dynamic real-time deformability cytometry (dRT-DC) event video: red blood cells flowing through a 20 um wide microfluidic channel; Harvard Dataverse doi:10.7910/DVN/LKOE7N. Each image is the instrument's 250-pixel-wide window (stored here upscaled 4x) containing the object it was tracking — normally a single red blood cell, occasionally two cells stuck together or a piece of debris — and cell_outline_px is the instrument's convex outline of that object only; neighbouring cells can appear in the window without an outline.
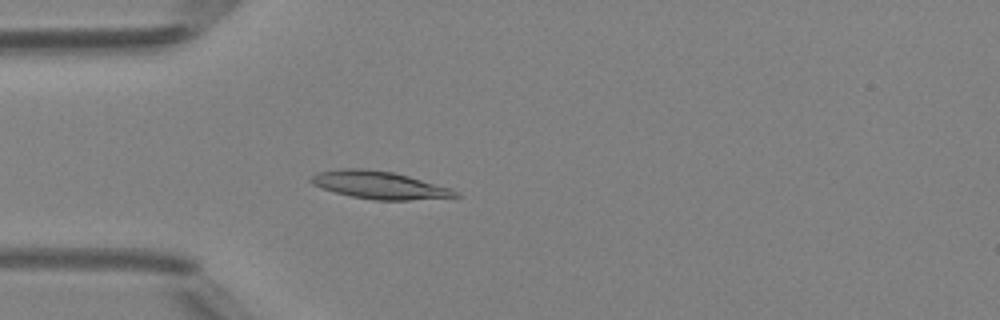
{"species": "Egyptian fruit bat (a non-hibernating species)", "species_latin": "Rousettus aegyptiacus", "temperature_condition": "room temperature", "stored_images_in_passage": 49, "camera_frame_rate_fps": 3000, "um_per_image_px": 0.085, "animal": {"sex": "female"}, "frame": {"image": 1, "passage_image": 14, "time_ms": 4.333, "image_size_px": [1000, 320], "cell_outline_px": [[460, 196], [408, 200], [372, 200], [352, 196], [336, 192], [312, 184], [308, 180], [316, 172], [340, 168], [364, 168], [392, 172], [408, 176], [452, 188], [460, 192]], "centroid_in_image_um": [32.24, 15.72], "position_along_channel_um": 52.8, "area_um2": 23.18}}
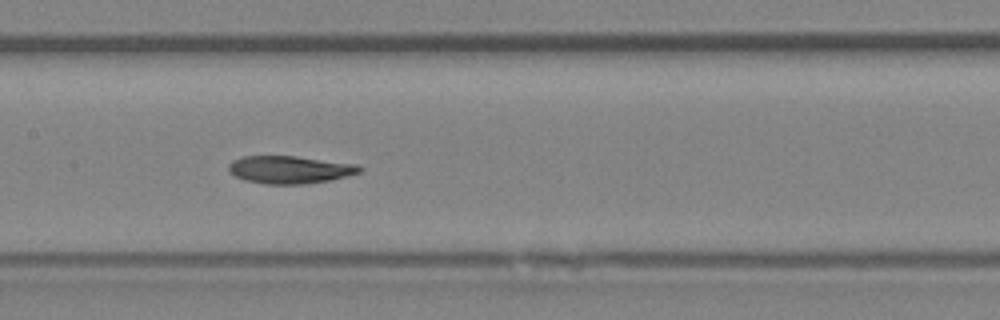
{"frame": {"image": 2, "passage_image": 24, "time_ms": 7.667, "image_size_px": [1000, 320], "cell_outline_px": [[364, 168], [360, 172], [332, 180], [304, 184], [264, 184], [244, 180], [228, 172], [228, 164], [232, 160], [244, 156], [296, 156], [356, 164]], "centroid_in_image_um": [24.61, 14.42], "position_along_channel_um": 182.8, "area_um2": 21.21}}
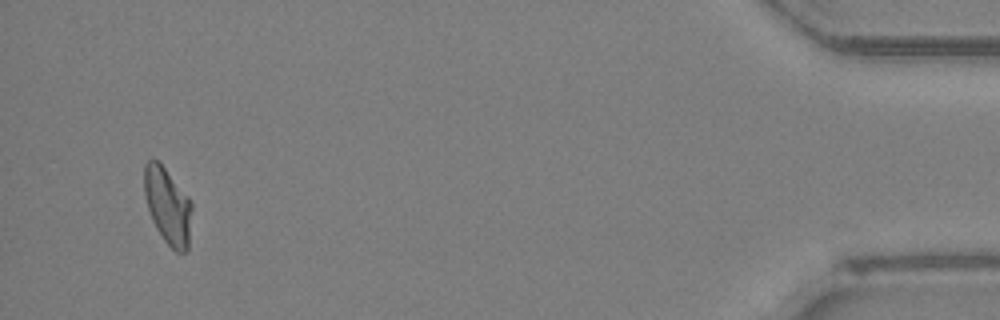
{"frame": {"image": 3, "passage_image": 47, "time_ms": 15.333, "image_size_px": [1000, 320], "cell_outline_px": [[192, 208], [188, 248], [184, 252], [176, 252], [164, 240], [156, 228], [152, 220], [148, 208], [144, 192], [144, 164], [148, 160], [156, 160], [164, 168], [188, 196], [192, 204]], "centroid_in_image_um": [14.25, 17.51], "position_along_channel_um": 420.9, "area_um2": 20.92}, "authors_computed_cell_mechanics": {"area_um2": 21.386, "velocity_mm_per_s": 4.1541, "shape_relaxation_time_tau1_ms": 7.0669, "shape_relaxation_time_tau2_ms": 4.3296, "deformation_change_tau1": 0.2194, "deformation_change_tau2": 0.0858}}